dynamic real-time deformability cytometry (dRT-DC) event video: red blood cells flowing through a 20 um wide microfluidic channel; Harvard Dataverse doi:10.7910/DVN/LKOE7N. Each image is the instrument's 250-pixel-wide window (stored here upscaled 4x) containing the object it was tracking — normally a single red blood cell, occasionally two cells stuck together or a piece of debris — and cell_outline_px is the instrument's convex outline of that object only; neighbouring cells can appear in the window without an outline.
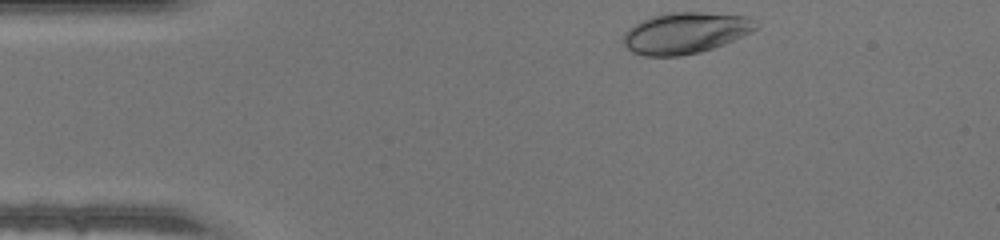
{"species": "human", "species_latin": "Homo sapiens", "temperature_condition": "warm", "stored_images_in_passage": 33, "camera_frame_rate_fps": 3000, "um_per_image_px": 0.085, "donor": {"sex": "male"}, "frame": {"image": 1, "passage_image": 1, "time_ms": 0.0, "image_size_px": [1000, 240], "cell_outline_px": [[756, 28], [752, 32], [724, 44], [700, 52], [676, 56], [644, 56], [632, 52], [624, 44], [624, 36], [636, 24], [644, 20], [656, 16], [676, 12], [696, 12], [744, 16]], "centroid_in_image_um": [58.23, 2.83], "position_along_channel_um": 26.8, "area_um2": 30.69}}
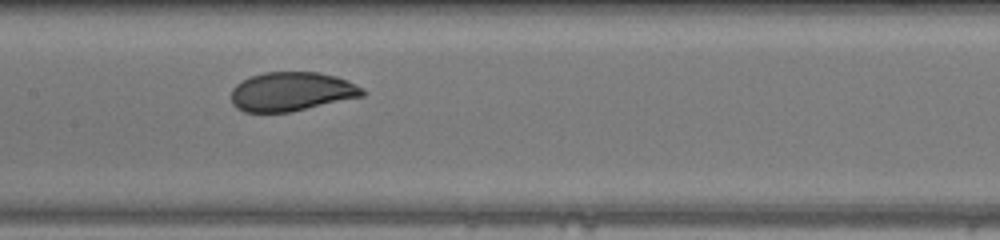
{"frame": {"image": 2, "passage_image": 16, "time_ms": 5.0, "image_size_px": [1000, 240], "cell_outline_px": [[368, 92], [364, 96], [292, 112], [244, 112], [236, 108], [232, 104], [232, 88], [236, 84], [252, 76], [264, 72], [320, 72], [336, 76], [364, 88]], "centroid_in_image_um": [24.81, 7.79], "position_along_channel_um": 182.6, "area_um2": 30.06}}
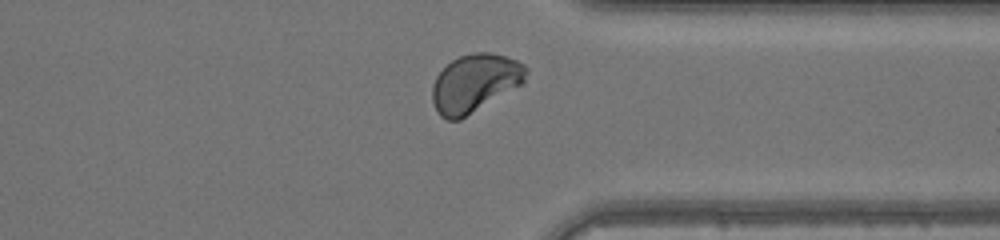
{"frame": {"image": 3, "passage_image": 29, "time_ms": 9.333, "image_size_px": [1000, 240], "cell_outline_px": [[528, 72], [524, 80], [520, 84], [460, 120], [448, 120], [440, 116], [432, 100], [432, 84], [436, 76], [452, 60], [460, 56], [476, 52], [492, 52], [516, 60], [524, 64], [528, 68]], "centroid_in_image_um": [40.34, 7.05], "position_along_channel_um": 371.1, "area_um2": 31.27}}